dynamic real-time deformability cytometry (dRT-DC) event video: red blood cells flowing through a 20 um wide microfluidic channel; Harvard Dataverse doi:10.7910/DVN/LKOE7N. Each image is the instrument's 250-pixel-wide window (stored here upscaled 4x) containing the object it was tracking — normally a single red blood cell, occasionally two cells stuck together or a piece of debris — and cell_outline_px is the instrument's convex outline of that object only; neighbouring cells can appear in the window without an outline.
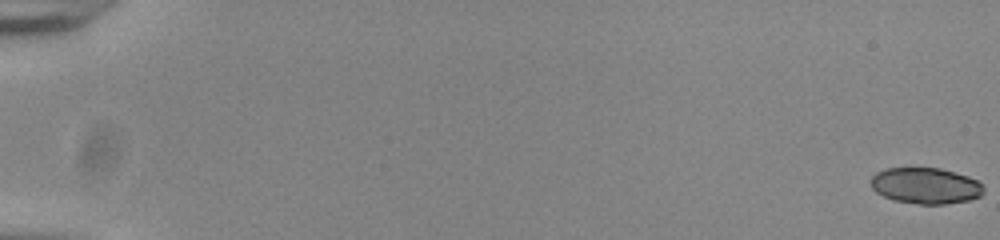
{"species": "common noctule bat (a hibernating species)", "species_latin": "Nyctalus noctula", "temperature_condition": "room temperature", "stored_images_in_passage": 57, "camera_frame_rate_fps": 3000, "um_per_image_px": 0.085, "animal": {"sex": "male", "body_mass_g": 20.0, "forearm_length_mm": 53.3}, "frame": {"image": 1, "passage_image": 1, "time_ms": 0.0, "image_size_px": [1000, 240], "cell_outline_px": [[984, 192], [980, 196], [968, 200], [944, 204], [920, 204], [892, 200], [876, 192], [872, 188], [872, 176], [876, 172], [884, 168], [940, 168], [968, 176], [984, 184]], "centroid_in_image_um": [78.69, 15.78], "position_along_channel_um": 6.3, "area_um2": 23.76}}
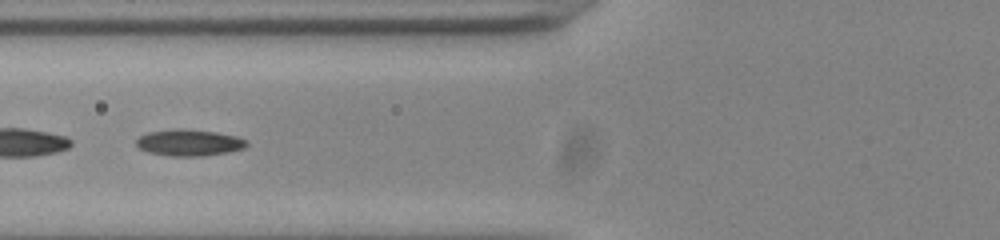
{"frame": {"image": 2, "passage_image": 25, "time_ms": 8.0, "image_size_px": [1000, 240], "cell_outline_px": [[248, 144], [244, 148], [228, 152], [200, 156], [172, 156], [148, 152], [140, 148], [136, 144], [136, 140], [140, 136], [148, 132], [172, 128], [184, 128], [216, 132], [236, 136], [248, 140]], "centroid_in_image_um": [16.08, 12.11], "position_along_channel_um": 109.7, "area_um2": 17.11}}
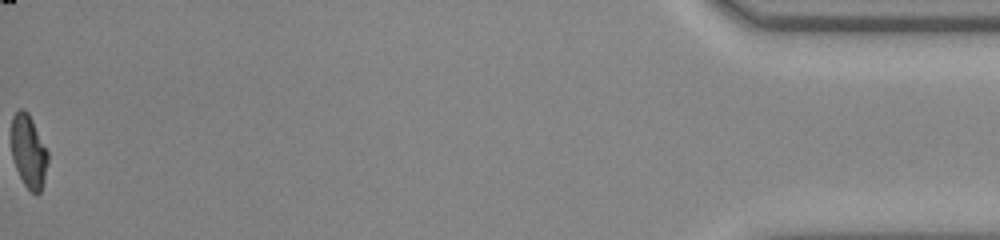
{"frame": {"image": 3, "passage_image": 57, "time_ms": 18.667, "image_size_px": [1000, 240], "cell_outline_px": [[48, 160], [40, 192], [36, 196], [24, 184], [16, 168], [12, 156], [12, 116], [20, 108], [28, 112], [48, 152]], "centroid_in_image_um": [2.43, 12.87], "position_along_channel_um": 432.8, "area_um2": 15.2}, "authors_computed_cell_mechanics": {"area_um2": 17.1088, "velocity_mm_per_s": 3.8603, "shape_relaxation_time_tau1_ms": 3.6693, "shape_relaxation_time_tau2_ms": 1.446, "deformation_change_tau1": 0.1696, "deformation_change_tau2": 0.0514}}